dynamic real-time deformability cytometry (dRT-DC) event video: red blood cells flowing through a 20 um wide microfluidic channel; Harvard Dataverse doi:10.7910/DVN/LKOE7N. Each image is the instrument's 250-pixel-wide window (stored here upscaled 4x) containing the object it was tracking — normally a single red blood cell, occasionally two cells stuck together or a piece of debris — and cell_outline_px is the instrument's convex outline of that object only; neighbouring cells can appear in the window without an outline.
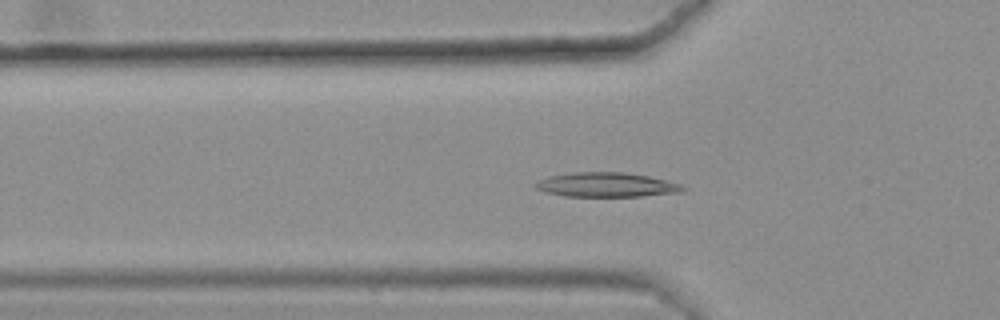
{"species": "common noctule bat (a hibernating species)", "species_latin": "Nyctalus noctula", "temperature_condition": "warm", "stored_images_in_passage": 47, "camera_frame_rate_fps": 3000, "um_per_image_px": 0.085, "animal": {"sex": "female", "body_mass_g": 25.1}, "frame": {"image": 1, "passage_image": 19, "time_ms": 6.0, "image_size_px": [1000, 320], "cell_outline_px": [[688, 188], [684, 192], [640, 196], [564, 196], [548, 192], [536, 188], [532, 184], [548, 176], [572, 172], [624, 172], [648, 176], [680, 184]], "centroid_in_image_um": [51.56, 15.7], "position_along_channel_um": 74.2, "area_um2": 20.92}}
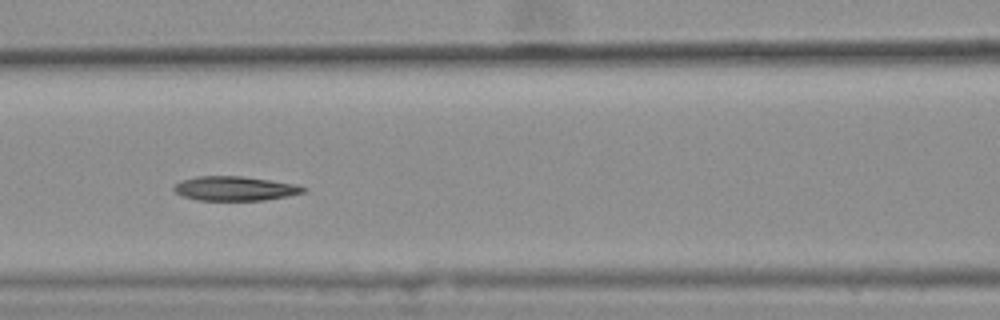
{"frame": {"image": 2, "passage_image": 25, "time_ms": 8.0, "image_size_px": [1000, 320], "cell_outline_px": [[308, 192], [288, 196], [264, 200], [196, 200], [184, 196], [176, 192], [172, 188], [180, 180], [196, 176], [240, 176], [296, 184], [308, 188]], "centroid_in_image_um": [19.99, 16.02], "position_along_channel_um": 146.6, "area_um2": 18.38}}
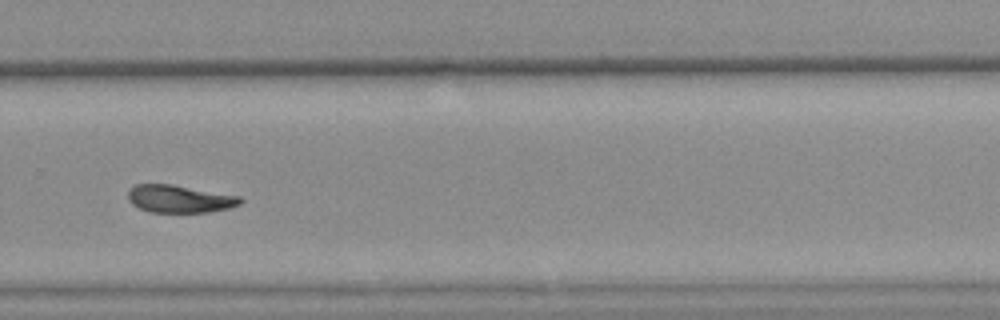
{"frame": {"image": 3, "passage_image": 39, "time_ms": 12.667, "image_size_px": [1000, 320], "cell_outline_px": [[244, 200], [240, 204], [228, 208], [208, 212], [148, 212], [132, 204], [128, 200], [128, 192], [136, 184], [172, 184], [240, 196]], "centroid_in_image_um": [15.27, 16.9], "position_along_channel_um": 314.5, "area_um2": 18.03}}